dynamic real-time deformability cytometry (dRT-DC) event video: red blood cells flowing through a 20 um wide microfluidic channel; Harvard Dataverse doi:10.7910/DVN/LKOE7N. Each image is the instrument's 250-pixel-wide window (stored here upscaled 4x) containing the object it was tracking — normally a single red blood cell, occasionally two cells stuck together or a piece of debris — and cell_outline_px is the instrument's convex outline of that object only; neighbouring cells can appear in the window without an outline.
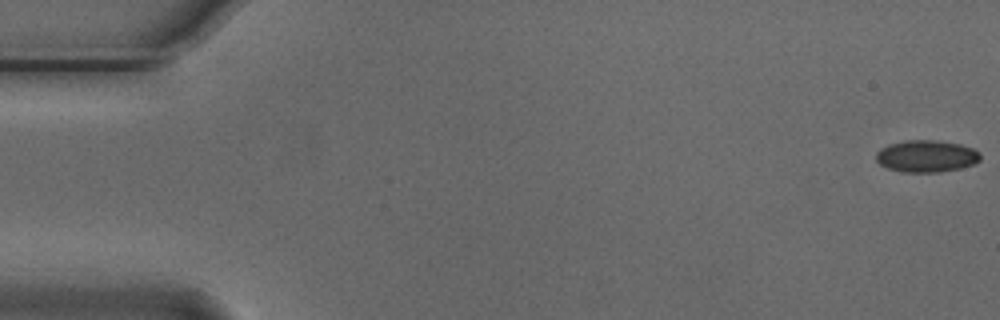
{"species": "Egyptian fruit bat (a non-hibernating species)", "species_latin": "Rousettus aegyptiacus", "temperature_condition": "cold", "stored_images_in_passage": 55, "camera_frame_rate_fps": 3000, "um_per_image_px": 0.085, "animal": {"sex": "male"}, "frame": {"image": 1, "passage_image": 1, "time_ms": 0.0, "image_size_px": [1000, 320], "cell_outline_px": [[980, 160], [972, 164], [960, 168], [940, 172], [904, 172], [888, 168], [880, 164], [876, 160], [876, 152], [880, 148], [888, 144], [908, 140], [936, 140], [960, 144], [972, 148], [980, 152]], "centroid_in_image_um": [78.73, 13.27], "position_along_channel_um": 6.3, "area_um2": 19.42}}
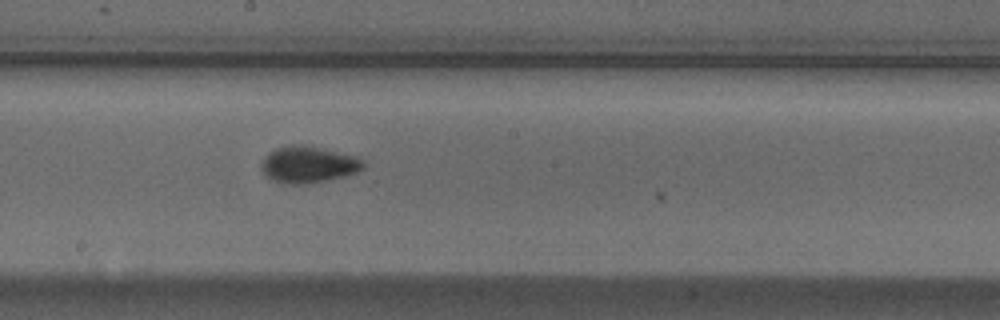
{"frame": {"image": 2, "passage_image": 30, "time_ms": 9.667, "image_size_px": [1000, 320], "cell_outline_px": [[364, 168], [356, 172], [344, 176], [308, 184], [288, 184], [272, 180], [264, 172], [260, 164], [264, 156], [268, 152], [276, 148], [292, 144], [304, 144], [360, 156], [364, 160]], "centroid_in_image_um": [26.23, 13.96], "position_along_channel_um": 222.0, "area_um2": 22.02}}
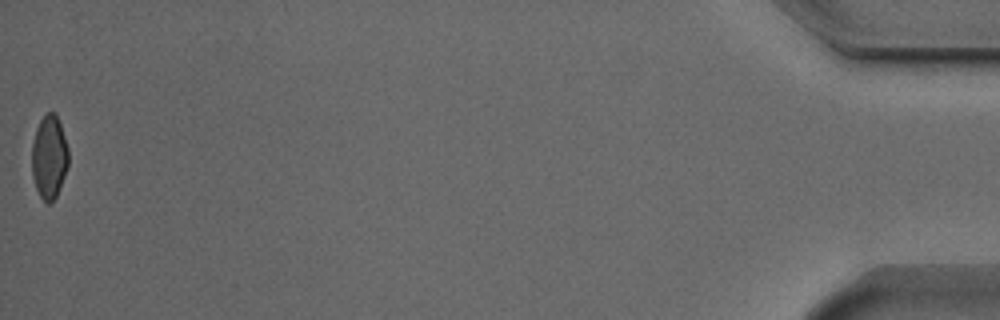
{"frame": {"image": 3, "passage_image": 55, "time_ms": 18.0, "image_size_px": [1000, 320], "cell_outline_px": [[68, 164], [64, 176], [56, 196], [48, 204], [40, 196], [36, 188], [32, 176], [32, 144], [36, 128], [40, 120], [48, 112], [56, 112], [68, 148]], "centroid_in_image_um": [4.17, 13.33], "position_along_channel_um": 431.0, "area_um2": 17.63}, "authors_computed_cell_mechanics": {"area_um2": 19.4208, "velocity_mm_per_s": 3.7526, "shape_relaxation_time_tau1_ms": 5.8388, "shape_relaxation_time_tau2_ms": null, "deformation_change_tau1": 0.097, "deformation_change_tau2": null}}